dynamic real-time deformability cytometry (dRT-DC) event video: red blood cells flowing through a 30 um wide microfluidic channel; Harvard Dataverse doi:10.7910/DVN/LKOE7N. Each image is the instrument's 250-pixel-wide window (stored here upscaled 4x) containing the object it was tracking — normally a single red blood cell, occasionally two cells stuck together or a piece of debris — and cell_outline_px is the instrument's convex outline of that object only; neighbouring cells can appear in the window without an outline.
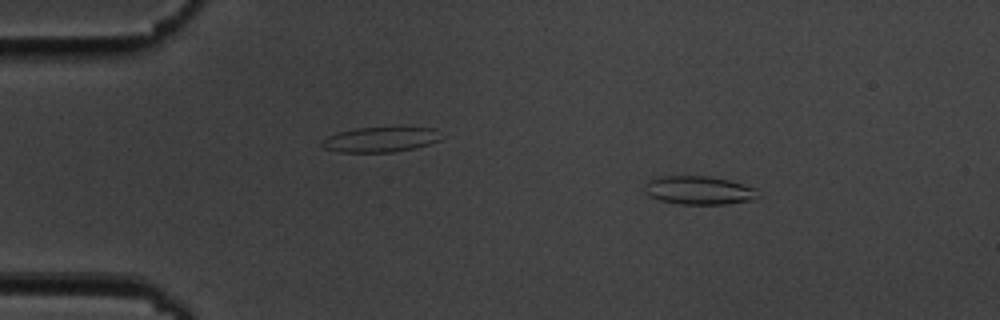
{"species": "common noctule bat (a hibernating species)", "species_latin": "Nyctalus noctula", "temperature_condition": "cold", "stored_images_in_passage": 54, "camera_frame_rate_fps": 3000, "um_per_image_px": 0.085, "animal": {"sex": "male", "body_mass_g": 19.5, "forearm_length_mm": 54.6}, "frame": {"image": 1, "passage_image": 8, "time_ms": 2.333, "image_size_px": [1000, 320], "cell_outline_px": [[760, 196], [752, 200], [724, 204], [680, 204], [660, 200], [652, 196], [644, 188], [644, 184], [648, 180], [664, 176], [708, 176], [728, 180], [744, 184], [756, 188]], "centroid_in_image_um": [59.45, 16.17], "position_along_channel_um": 25.5, "area_um2": 18.67}}
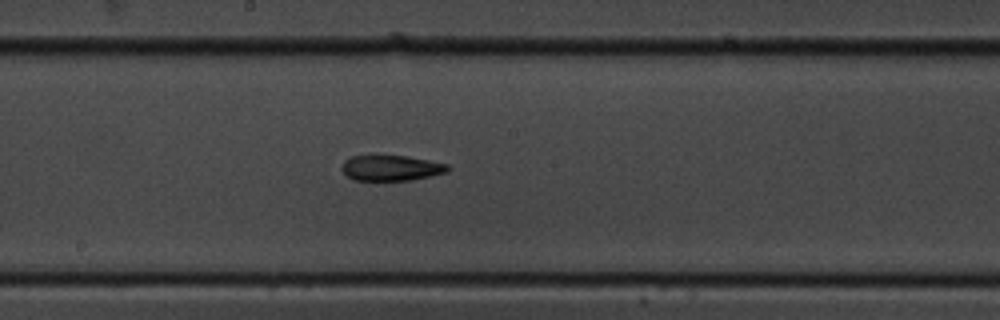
{"frame": {"image": 2, "passage_image": 29, "time_ms": 9.333, "image_size_px": [1000, 320], "cell_outline_px": [[448, 172], [412, 180], [352, 180], [340, 168], [344, 160], [352, 156], [408, 156], [448, 164]], "centroid_in_image_um": [33.23, 14.28], "position_along_channel_um": 215.0, "area_um2": 15.66}}
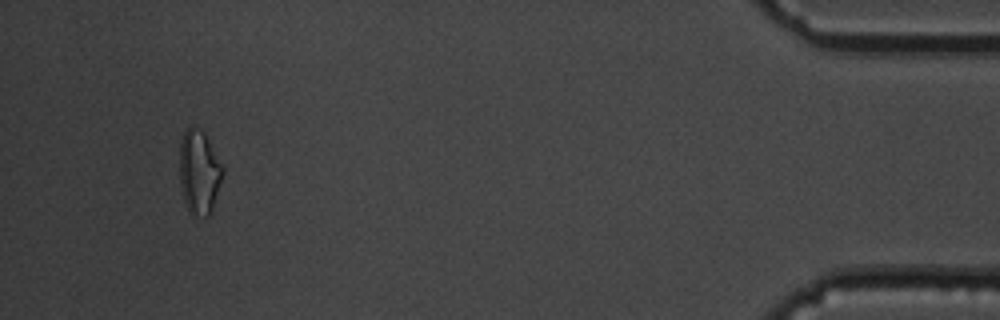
{"frame": {"image": 3, "passage_image": 51, "time_ms": 16.667, "image_size_px": [1000, 320], "cell_outline_px": [[224, 172], [212, 212], [208, 216], [192, 216], [188, 212], [184, 200], [180, 184], [180, 140], [184, 128], [188, 124], [200, 128], [204, 132], [224, 168]], "centroid_in_image_um": [16.92, 14.61], "position_along_channel_um": 418.3, "area_um2": 21.62}, "authors_computed_cell_mechanics": {"area_um2": 17.5712, "velocity_mm_per_s": 3.6967, "shape_relaxation_time_tau1_ms": null, "shape_relaxation_time_tau2_ms": 5.9181, "deformation_change_tau1": null, "deformation_change_tau2": 0.1542}}